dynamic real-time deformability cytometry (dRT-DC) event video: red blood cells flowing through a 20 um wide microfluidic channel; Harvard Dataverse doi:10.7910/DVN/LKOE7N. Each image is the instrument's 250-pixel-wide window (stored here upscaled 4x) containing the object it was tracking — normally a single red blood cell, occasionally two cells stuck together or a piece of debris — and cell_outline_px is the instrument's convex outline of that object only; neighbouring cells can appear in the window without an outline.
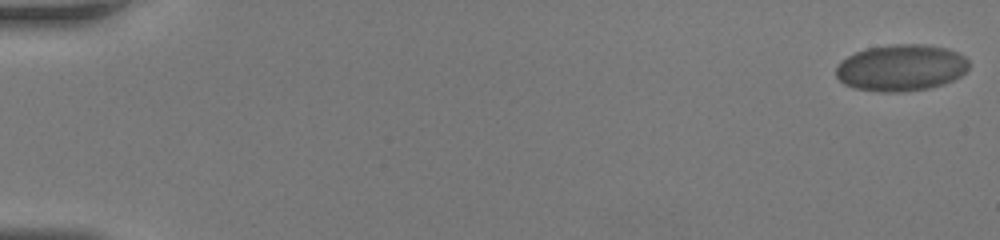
{"species": "human", "species_latin": "Homo sapiens", "temperature_condition": "room temperature", "stored_images_in_passage": 54, "camera_frame_rate_fps": 3000, "um_per_image_px": 0.085, "donor": {"sex": "female"}, "frame": {"image": 1, "passage_image": 1, "time_ms": 0.0, "image_size_px": [1000, 240], "cell_outline_px": [[968, 68], [960, 76], [944, 84], [928, 88], [904, 92], [880, 92], [852, 88], [844, 84], [836, 76], [836, 68], [840, 60], [856, 52], [868, 48], [892, 44], [920, 44], [948, 48], [964, 56], [968, 60]], "centroid_in_image_um": [76.57, 5.77], "position_along_channel_um": 8.4, "area_um2": 36.18}}
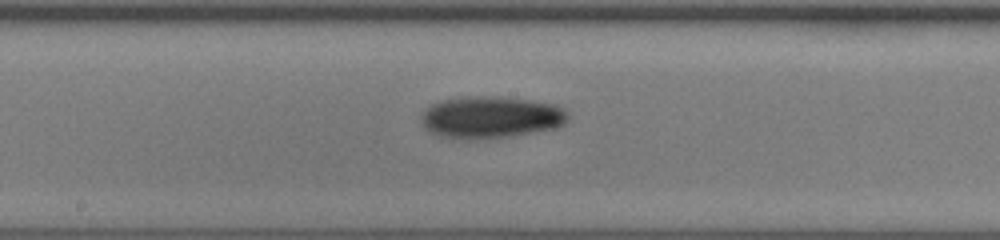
{"frame": {"image": 2, "passage_image": 31, "time_ms": 10.0, "image_size_px": [1000, 240], "cell_outline_px": [[568, 120], [564, 124], [556, 128], [512, 136], [472, 140], [452, 140], [428, 132], [420, 124], [420, 116], [424, 108], [428, 104], [440, 100], [464, 96], [500, 96], [556, 104], [564, 108], [568, 112]], "centroid_in_image_um": [41.64, 9.97], "position_along_channel_um": 206.6, "area_um2": 36.99}}
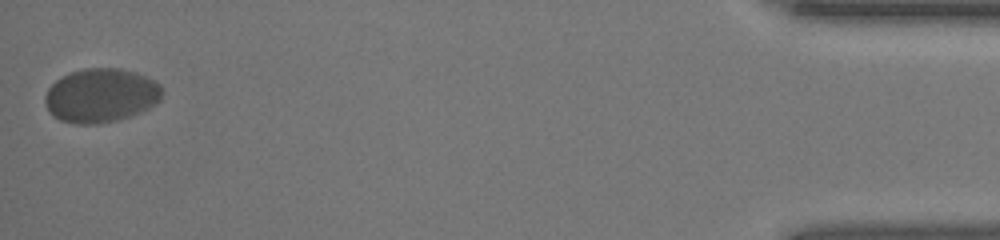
{"frame": {"image": 3, "passage_image": 54, "time_ms": 17.667, "image_size_px": [1000, 240], "cell_outline_px": [[160, 100], [156, 104], [140, 112], [116, 120], [100, 124], [76, 124], [60, 120], [52, 116], [48, 112], [44, 104], [44, 96], [48, 88], [60, 76], [84, 68], [116, 68], [132, 72], [144, 76], [160, 84]], "centroid_in_image_um": [8.51, 8.13], "position_along_channel_um": 426.7, "area_um2": 36.76}}